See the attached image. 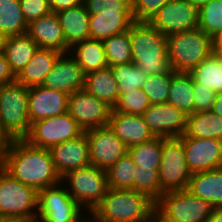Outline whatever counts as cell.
I'll return each instance as SVG.
<instances>
[{
  "label": "cell",
  "instance_id": "cell-33",
  "mask_svg": "<svg viewBox=\"0 0 222 222\" xmlns=\"http://www.w3.org/2000/svg\"><path fill=\"white\" fill-rule=\"evenodd\" d=\"M162 143L163 137H154L150 141L129 147L128 153L136 166L159 170Z\"/></svg>",
  "mask_w": 222,
  "mask_h": 222
},
{
  "label": "cell",
  "instance_id": "cell-6",
  "mask_svg": "<svg viewBox=\"0 0 222 222\" xmlns=\"http://www.w3.org/2000/svg\"><path fill=\"white\" fill-rule=\"evenodd\" d=\"M38 192L0 169V217L35 222Z\"/></svg>",
  "mask_w": 222,
  "mask_h": 222
},
{
  "label": "cell",
  "instance_id": "cell-44",
  "mask_svg": "<svg viewBox=\"0 0 222 222\" xmlns=\"http://www.w3.org/2000/svg\"><path fill=\"white\" fill-rule=\"evenodd\" d=\"M17 82V75L10 67L3 52H0V85Z\"/></svg>",
  "mask_w": 222,
  "mask_h": 222
},
{
  "label": "cell",
  "instance_id": "cell-21",
  "mask_svg": "<svg viewBox=\"0 0 222 222\" xmlns=\"http://www.w3.org/2000/svg\"><path fill=\"white\" fill-rule=\"evenodd\" d=\"M108 125L128 148L155 137L141 115L112 111Z\"/></svg>",
  "mask_w": 222,
  "mask_h": 222
},
{
  "label": "cell",
  "instance_id": "cell-8",
  "mask_svg": "<svg viewBox=\"0 0 222 222\" xmlns=\"http://www.w3.org/2000/svg\"><path fill=\"white\" fill-rule=\"evenodd\" d=\"M68 181V182H67ZM67 192L88 215L106 195L109 187L107 173L93 165L71 170L61 177Z\"/></svg>",
  "mask_w": 222,
  "mask_h": 222
},
{
  "label": "cell",
  "instance_id": "cell-5",
  "mask_svg": "<svg viewBox=\"0 0 222 222\" xmlns=\"http://www.w3.org/2000/svg\"><path fill=\"white\" fill-rule=\"evenodd\" d=\"M214 206L189 190L168 191L156 202V222H206Z\"/></svg>",
  "mask_w": 222,
  "mask_h": 222
},
{
  "label": "cell",
  "instance_id": "cell-31",
  "mask_svg": "<svg viewBox=\"0 0 222 222\" xmlns=\"http://www.w3.org/2000/svg\"><path fill=\"white\" fill-rule=\"evenodd\" d=\"M189 73L196 83L222 93V59L214 52Z\"/></svg>",
  "mask_w": 222,
  "mask_h": 222
},
{
  "label": "cell",
  "instance_id": "cell-36",
  "mask_svg": "<svg viewBox=\"0 0 222 222\" xmlns=\"http://www.w3.org/2000/svg\"><path fill=\"white\" fill-rule=\"evenodd\" d=\"M111 70L118 83L119 95H126V91L141 88L148 76L133 62L112 66Z\"/></svg>",
  "mask_w": 222,
  "mask_h": 222
},
{
  "label": "cell",
  "instance_id": "cell-9",
  "mask_svg": "<svg viewBox=\"0 0 222 222\" xmlns=\"http://www.w3.org/2000/svg\"><path fill=\"white\" fill-rule=\"evenodd\" d=\"M132 3L107 1L103 4H90V38L103 41L127 32L135 22L132 16Z\"/></svg>",
  "mask_w": 222,
  "mask_h": 222
},
{
  "label": "cell",
  "instance_id": "cell-53",
  "mask_svg": "<svg viewBox=\"0 0 222 222\" xmlns=\"http://www.w3.org/2000/svg\"><path fill=\"white\" fill-rule=\"evenodd\" d=\"M90 4H103L107 1L133 2V0H87Z\"/></svg>",
  "mask_w": 222,
  "mask_h": 222
},
{
  "label": "cell",
  "instance_id": "cell-51",
  "mask_svg": "<svg viewBox=\"0 0 222 222\" xmlns=\"http://www.w3.org/2000/svg\"><path fill=\"white\" fill-rule=\"evenodd\" d=\"M212 44H222V29L212 37Z\"/></svg>",
  "mask_w": 222,
  "mask_h": 222
},
{
  "label": "cell",
  "instance_id": "cell-41",
  "mask_svg": "<svg viewBox=\"0 0 222 222\" xmlns=\"http://www.w3.org/2000/svg\"><path fill=\"white\" fill-rule=\"evenodd\" d=\"M169 0H133L132 16L136 22H149Z\"/></svg>",
  "mask_w": 222,
  "mask_h": 222
},
{
  "label": "cell",
  "instance_id": "cell-45",
  "mask_svg": "<svg viewBox=\"0 0 222 222\" xmlns=\"http://www.w3.org/2000/svg\"><path fill=\"white\" fill-rule=\"evenodd\" d=\"M87 0H49L51 11L58 13L74 6L83 5Z\"/></svg>",
  "mask_w": 222,
  "mask_h": 222
},
{
  "label": "cell",
  "instance_id": "cell-29",
  "mask_svg": "<svg viewBox=\"0 0 222 222\" xmlns=\"http://www.w3.org/2000/svg\"><path fill=\"white\" fill-rule=\"evenodd\" d=\"M181 137L211 138L222 141V117L212 111L189 114L185 133Z\"/></svg>",
  "mask_w": 222,
  "mask_h": 222
},
{
  "label": "cell",
  "instance_id": "cell-27",
  "mask_svg": "<svg viewBox=\"0 0 222 222\" xmlns=\"http://www.w3.org/2000/svg\"><path fill=\"white\" fill-rule=\"evenodd\" d=\"M68 52L85 74L108 67L104 44L101 40L86 39L69 48Z\"/></svg>",
  "mask_w": 222,
  "mask_h": 222
},
{
  "label": "cell",
  "instance_id": "cell-11",
  "mask_svg": "<svg viewBox=\"0 0 222 222\" xmlns=\"http://www.w3.org/2000/svg\"><path fill=\"white\" fill-rule=\"evenodd\" d=\"M158 171L160 188L164 193L188 188L192 174L188 169L183 142L179 137H163L161 162Z\"/></svg>",
  "mask_w": 222,
  "mask_h": 222
},
{
  "label": "cell",
  "instance_id": "cell-40",
  "mask_svg": "<svg viewBox=\"0 0 222 222\" xmlns=\"http://www.w3.org/2000/svg\"><path fill=\"white\" fill-rule=\"evenodd\" d=\"M150 105L147 95L139 88L133 91H126V95H119L112 111L130 115H142Z\"/></svg>",
  "mask_w": 222,
  "mask_h": 222
},
{
  "label": "cell",
  "instance_id": "cell-19",
  "mask_svg": "<svg viewBox=\"0 0 222 222\" xmlns=\"http://www.w3.org/2000/svg\"><path fill=\"white\" fill-rule=\"evenodd\" d=\"M70 55V56H69ZM85 73L69 52L62 53L42 86L71 95L84 89Z\"/></svg>",
  "mask_w": 222,
  "mask_h": 222
},
{
  "label": "cell",
  "instance_id": "cell-30",
  "mask_svg": "<svg viewBox=\"0 0 222 222\" xmlns=\"http://www.w3.org/2000/svg\"><path fill=\"white\" fill-rule=\"evenodd\" d=\"M167 103L187 115L194 113L193 77L189 72H175L172 75Z\"/></svg>",
  "mask_w": 222,
  "mask_h": 222
},
{
  "label": "cell",
  "instance_id": "cell-38",
  "mask_svg": "<svg viewBox=\"0 0 222 222\" xmlns=\"http://www.w3.org/2000/svg\"><path fill=\"white\" fill-rule=\"evenodd\" d=\"M134 190L148 196L155 203L164 193L160 188L159 171L153 168L136 167Z\"/></svg>",
  "mask_w": 222,
  "mask_h": 222
},
{
  "label": "cell",
  "instance_id": "cell-15",
  "mask_svg": "<svg viewBox=\"0 0 222 222\" xmlns=\"http://www.w3.org/2000/svg\"><path fill=\"white\" fill-rule=\"evenodd\" d=\"M88 139L91 165L108 170L128 153V147L115 135L109 125L84 131Z\"/></svg>",
  "mask_w": 222,
  "mask_h": 222
},
{
  "label": "cell",
  "instance_id": "cell-4",
  "mask_svg": "<svg viewBox=\"0 0 222 222\" xmlns=\"http://www.w3.org/2000/svg\"><path fill=\"white\" fill-rule=\"evenodd\" d=\"M168 58L175 72H190L213 53L212 38L199 27L167 36Z\"/></svg>",
  "mask_w": 222,
  "mask_h": 222
},
{
  "label": "cell",
  "instance_id": "cell-2",
  "mask_svg": "<svg viewBox=\"0 0 222 222\" xmlns=\"http://www.w3.org/2000/svg\"><path fill=\"white\" fill-rule=\"evenodd\" d=\"M156 203L133 189L109 188L89 214L91 222H155Z\"/></svg>",
  "mask_w": 222,
  "mask_h": 222
},
{
  "label": "cell",
  "instance_id": "cell-35",
  "mask_svg": "<svg viewBox=\"0 0 222 222\" xmlns=\"http://www.w3.org/2000/svg\"><path fill=\"white\" fill-rule=\"evenodd\" d=\"M136 167L129 153L121 157L115 164L106 170L108 187L134 190Z\"/></svg>",
  "mask_w": 222,
  "mask_h": 222
},
{
  "label": "cell",
  "instance_id": "cell-26",
  "mask_svg": "<svg viewBox=\"0 0 222 222\" xmlns=\"http://www.w3.org/2000/svg\"><path fill=\"white\" fill-rule=\"evenodd\" d=\"M84 90L114 107L118 97V83L115 81L111 67L85 74Z\"/></svg>",
  "mask_w": 222,
  "mask_h": 222
},
{
  "label": "cell",
  "instance_id": "cell-50",
  "mask_svg": "<svg viewBox=\"0 0 222 222\" xmlns=\"http://www.w3.org/2000/svg\"><path fill=\"white\" fill-rule=\"evenodd\" d=\"M189 1L199 9L200 7H202L205 4H208L212 0H189Z\"/></svg>",
  "mask_w": 222,
  "mask_h": 222
},
{
  "label": "cell",
  "instance_id": "cell-47",
  "mask_svg": "<svg viewBox=\"0 0 222 222\" xmlns=\"http://www.w3.org/2000/svg\"><path fill=\"white\" fill-rule=\"evenodd\" d=\"M211 111L222 117V93H216L214 105Z\"/></svg>",
  "mask_w": 222,
  "mask_h": 222
},
{
  "label": "cell",
  "instance_id": "cell-54",
  "mask_svg": "<svg viewBox=\"0 0 222 222\" xmlns=\"http://www.w3.org/2000/svg\"><path fill=\"white\" fill-rule=\"evenodd\" d=\"M0 222H20V221L12 219V218L0 217Z\"/></svg>",
  "mask_w": 222,
  "mask_h": 222
},
{
  "label": "cell",
  "instance_id": "cell-18",
  "mask_svg": "<svg viewBox=\"0 0 222 222\" xmlns=\"http://www.w3.org/2000/svg\"><path fill=\"white\" fill-rule=\"evenodd\" d=\"M69 95L42 85L28 89V115L30 123L67 112Z\"/></svg>",
  "mask_w": 222,
  "mask_h": 222
},
{
  "label": "cell",
  "instance_id": "cell-7",
  "mask_svg": "<svg viewBox=\"0 0 222 222\" xmlns=\"http://www.w3.org/2000/svg\"><path fill=\"white\" fill-rule=\"evenodd\" d=\"M28 87L16 83L0 85V126L13 139H24L30 130Z\"/></svg>",
  "mask_w": 222,
  "mask_h": 222
},
{
  "label": "cell",
  "instance_id": "cell-43",
  "mask_svg": "<svg viewBox=\"0 0 222 222\" xmlns=\"http://www.w3.org/2000/svg\"><path fill=\"white\" fill-rule=\"evenodd\" d=\"M194 112L211 111L216 93L193 80Z\"/></svg>",
  "mask_w": 222,
  "mask_h": 222
},
{
  "label": "cell",
  "instance_id": "cell-13",
  "mask_svg": "<svg viewBox=\"0 0 222 222\" xmlns=\"http://www.w3.org/2000/svg\"><path fill=\"white\" fill-rule=\"evenodd\" d=\"M199 9L189 0H169L149 23L166 37L198 27Z\"/></svg>",
  "mask_w": 222,
  "mask_h": 222
},
{
  "label": "cell",
  "instance_id": "cell-3",
  "mask_svg": "<svg viewBox=\"0 0 222 222\" xmlns=\"http://www.w3.org/2000/svg\"><path fill=\"white\" fill-rule=\"evenodd\" d=\"M132 62L147 75L168 73L167 37L149 22H134L130 29Z\"/></svg>",
  "mask_w": 222,
  "mask_h": 222
},
{
  "label": "cell",
  "instance_id": "cell-22",
  "mask_svg": "<svg viewBox=\"0 0 222 222\" xmlns=\"http://www.w3.org/2000/svg\"><path fill=\"white\" fill-rule=\"evenodd\" d=\"M39 48L67 53V44L56 13L50 12L30 22L26 32Z\"/></svg>",
  "mask_w": 222,
  "mask_h": 222
},
{
  "label": "cell",
  "instance_id": "cell-16",
  "mask_svg": "<svg viewBox=\"0 0 222 222\" xmlns=\"http://www.w3.org/2000/svg\"><path fill=\"white\" fill-rule=\"evenodd\" d=\"M141 116L155 137L176 138L185 133L188 115L171 104H151Z\"/></svg>",
  "mask_w": 222,
  "mask_h": 222
},
{
  "label": "cell",
  "instance_id": "cell-48",
  "mask_svg": "<svg viewBox=\"0 0 222 222\" xmlns=\"http://www.w3.org/2000/svg\"><path fill=\"white\" fill-rule=\"evenodd\" d=\"M206 222H222V206L214 207L211 216Z\"/></svg>",
  "mask_w": 222,
  "mask_h": 222
},
{
  "label": "cell",
  "instance_id": "cell-1",
  "mask_svg": "<svg viewBox=\"0 0 222 222\" xmlns=\"http://www.w3.org/2000/svg\"><path fill=\"white\" fill-rule=\"evenodd\" d=\"M3 169L37 192L61 182L49 149L33 146L24 139L12 140Z\"/></svg>",
  "mask_w": 222,
  "mask_h": 222
},
{
  "label": "cell",
  "instance_id": "cell-49",
  "mask_svg": "<svg viewBox=\"0 0 222 222\" xmlns=\"http://www.w3.org/2000/svg\"><path fill=\"white\" fill-rule=\"evenodd\" d=\"M7 38L8 37L2 31H0V52H4Z\"/></svg>",
  "mask_w": 222,
  "mask_h": 222
},
{
  "label": "cell",
  "instance_id": "cell-10",
  "mask_svg": "<svg viewBox=\"0 0 222 222\" xmlns=\"http://www.w3.org/2000/svg\"><path fill=\"white\" fill-rule=\"evenodd\" d=\"M61 185L60 182L38 192L35 222H87L88 218L82 216L84 209L70 196L65 184Z\"/></svg>",
  "mask_w": 222,
  "mask_h": 222
},
{
  "label": "cell",
  "instance_id": "cell-46",
  "mask_svg": "<svg viewBox=\"0 0 222 222\" xmlns=\"http://www.w3.org/2000/svg\"><path fill=\"white\" fill-rule=\"evenodd\" d=\"M12 138L0 126V169L4 168Z\"/></svg>",
  "mask_w": 222,
  "mask_h": 222
},
{
  "label": "cell",
  "instance_id": "cell-32",
  "mask_svg": "<svg viewBox=\"0 0 222 222\" xmlns=\"http://www.w3.org/2000/svg\"><path fill=\"white\" fill-rule=\"evenodd\" d=\"M27 26L20 0H0V31L7 37L22 35L27 32Z\"/></svg>",
  "mask_w": 222,
  "mask_h": 222
},
{
  "label": "cell",
  "instance_id": "cell-52",
  "mask_svg": "<svg viewBox=\"0 0 222 222\" xmlns=\"http://www.w3.org/2000/svg\"><path fill=\"white\" fill-rule=\"evenodd\" d=\"M213 52L222 59V44H212Z\"/></svg>",
  "mask_w": 222,
  "mask_h": 222
},
{
  "label": "cell",
  "instance_id": "cell-39",
  "mask_svg": "<svg viewBox=\"0 0 222 222\" xmlns=\"http://www.w3.org/2000/svg\"><path fill=\"white\" fill-rule=\"evenodd\" d=\"M198 27L211 38L222 29V0H212L199 8Z\"/></svg>",
  "mask_w": 222,
  "mask_h": 222
},
{
  "label": "cell",
  "instance_id": "cell-34",
  "mask_svg": "<svg viewBox=\"0 0 222 222\" xmlns=\"http://www.w3.org/2000/svg\"><path fill=\"white\" fill-rule=\"evenodd\" d=\"M109 67L132 62V49L129 31L111 36L103 41Z\"/></svg>",
  "mask_w": 222,
  "mask_h": 222
},
{
  "label": "cell",
  "instance_id": "cell-28",
  "mask_svg": "<svg viewBox=\"0 0 222 222\" xmlns=\"http://www.w3.org/2000/svg\"><path fill=\"white\" fill-rule=\"evenodd\" d=\"M39 46L27 34L9 36L4 48V55L12 70L18 75L31 61Z\"/></svg>",
  "mask_w": 222,
  "mask_h": 222
},
{
  "label": "cell",
  "instance_id": "cell-37",
  "mask_svg": "<svg viewBox=\"0 0 222 222\" xmlns=\"http://www.w3.org/2000/svg\"><path fill=\"white\" fill-rule=\"evenodd\" d=\"M172 69L168 73L148 75L141 89L147 95L151 104H164L170 92Z\"/></svg>",
  "mask_w": 222,
  "mask_h": 222
},
{
  "label": "cell",
  "instance_id": "cell-25",
  "mask_svg": "<svg viewBox=\"0 0 222 222\" xmlns=\"http://www.w3.org/2000/svg\"><path fill=\"white\" fill-rule=\"evenodd\" d=\"M187 190L214 207L222 206V167L192 174Z\"/></svg>",
  "mask_w": 222,
  "mask_h": 222
},
{
  "label": "cell",
  "instance_id": "cell-14",
  "mask_svg": "<svg viewBox=\"0 0 222 222\" xmlns=\"http://www.w3.org/2000/svg\"><path fill=\"white\" fill-rule=\"evenodd\" d=\"M111 112L112 107L84 89L69 95L67 113L83 131L107 126Z\"/></svg>",
  "mask_w": 222,
  "mask_h": 222
},
{
  "label": "cell",
  "instance_id": "cell-17",
  "mask_svg": "<svg viewBox=\"0 0 222 222\" xmlns=\"http://www.w3.org/2000/svg\"><path fill=\"white\" fill-rule=\"evenodd\" d=\"M183 142L191 174L222 167V141L211 138L179 137Z\"/></svg>",
  "mask_w": 222,
  "mask_h": 222
},
{
  "label": "cell",
  "instance_id": "cell-12",
  "mask_svg": "<svg viewBox=\"0 0 222 222\" xmlns=\"http://www.w3.org/2000/svg\"><path fill=\"white\" fill-rule=\"evenodd\" d=\"M83 132L66 112L31 123L29 133L24 140L33 146L50 149L54 145L77 138Z\"/></svg>",
  "mask_w": 222,
  "mask_h": 222
},
{
  "label": "cell",
  "instance_id": "cell-20",
  "mask_svg": "<svg viewBox=\"0 0 222 222\" xmlns=\"http://www.w3.org/2000/svg\"><path fill=\"white\" fill-rule=\"evenodd\" d=\"M49 151L55 169L61 177L71 170L91 165L85 132L77 138L52 146Z\"/></svg>",
  "mask_w": 222,
  "mask_h": 222
},
{
  "label": "cell",
  "instance_id": "cell-24",
  "mask_svg": "<svg viewBox=\"0 0 222 222\" xmlns=\"http://www.w3.org/2000/svg\"><path fill=\"white\" fill-rule=\"evenodd\" d=\"M61 54L57 50L38 48L31 61L17 75V82L28 88L42 85Z\"/></svg>",
  "mask_w": 222,
  "mask_h": 222
},
{
  "label": "cell",
  "instance_id": "cell-42",
  "mask_svg": "<svg viewBox=\"0 0 222 222\" xmlns=\"http://www.w3.org/2000/svg\"><path fill=\"white\" fill-rule=\"evenodd\" d=\"M20 7L27 24L49 14V0H20Z\"/></svg>",
  "mask_w": 222,
  "mask_h": 222
},
{
  "label": "cell",
  "instance_id": "cell-23",
  "mask_svg": "<svg viewBox=\"0 0 222 222\" xmlns=\"http://www.w3.org/2000/svg\"><path fill=\"white\" fill-rule=\"evenodd\" d=\"M89 14L88 1L56 13L67 44V52L75 44L90 38Z\"/></svg>",
  "mask_w": 222,
  "mask_h": 222
}]
</instances>
